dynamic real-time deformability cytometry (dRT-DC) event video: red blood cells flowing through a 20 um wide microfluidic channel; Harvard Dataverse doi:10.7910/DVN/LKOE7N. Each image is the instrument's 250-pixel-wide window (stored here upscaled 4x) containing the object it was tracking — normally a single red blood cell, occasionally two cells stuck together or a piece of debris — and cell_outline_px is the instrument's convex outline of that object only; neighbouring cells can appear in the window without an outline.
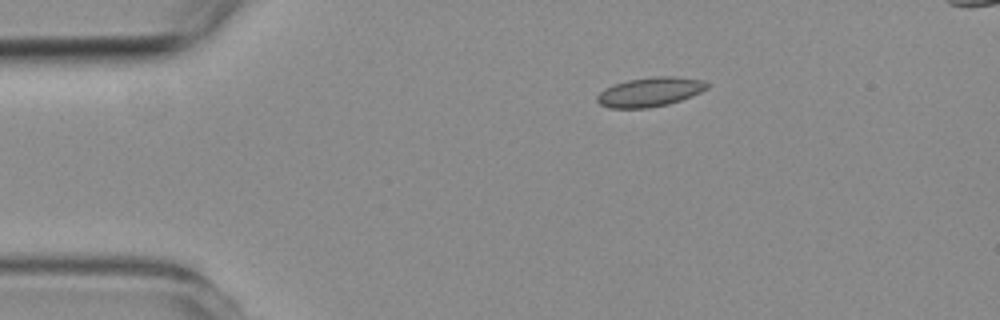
{"species": "common noctule bat (a hibernating species)", "species_latin": "Nyctalus noctula", "temperature_condition": "room temperature", "stored_images_in_passage": 3, "camera_frame_rate_fps": 3000, "um_per_image_px": 0.085, "animal": {"sex": "female", "body_mass_g": 19.3, "forearm_length_mm": 54.1}, "frame": {"image": 1, "passage_image": 1, "time_ms": 0.0, "image_size_px": [1000, 320], "cell_outline_px": [[708, 88], [692, 96], [668, 104], [648, 108], [608, 108], [600, 104], [596, 100], [596, 96], [600, 92], [616, 84], [628, 80], [656, 76], [672, 76], [704, 80], [708, 84]], "centroid_in_image_um": [55.26, 7.82], "position_along_channel_um": 29.7, "area_um2": 18.61}}